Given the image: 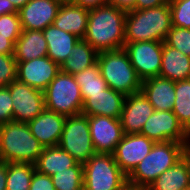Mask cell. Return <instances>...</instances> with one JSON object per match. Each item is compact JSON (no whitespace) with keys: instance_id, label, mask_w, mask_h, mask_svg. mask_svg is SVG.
Here are the masks:
<instances>
[{"instance_id":"obj_1","label":"cell","mask_w":190,"mask_h":190,"mask_svg":"<svg viewBox=\"0 0 190 190\" xmlns=\"http://www.w3.org/2000/svg\"><path fill=\"white\" fill-rule=\"evenodd\" d=\"M127 12L111 5L89 10L86 35L83 38L98 53L123 49Z\"/></svg>"},{"instance_id":"obj_2","label":"cell","mask_w":190,"mask_h":190,"mask_svg":"<svg viewBox=\"0 0 190 190\" xmlns=\"http://www.w3.org/2000/svg\"><path fill=\"white\" fill-rule=\"evenodd\" d=\"M172 27L169 2L160 6L127 12L125 42H164Z\"/></svg>"},{"instance_id":"obj_3","label":"cell","mask_w":190,"mask_h":190,"mask_svg":"<svg viewBox=\"0 0 190 190\" xmlns=\"http://www.w3.org/2000/svg\"><path fill=\"white\" fill-rule=\"evenodd\" d=\"M187 152V142H155L150 153L127 176V183L147 189L159 175L173 167Z\"/></svg>"},{"instance_id":"obj_4","label":"cell","mask_w":190,"mask_h":190,"mask_svg":"<svg viewBox=\"0 0 190 190\" xmlns=\"http://www.w3.org/2000/svg\"><path fill=\"white\" fill-rule=\"evenodd\" d=\"M43 149L27 123L12 120L0 125V152L4 162L35 164Z\"/></svg>"},{"instance_id":"obj_5","label":"cell","mask_w":190,"mask_h":190,"mask_svg":"<svg viewBox=\"0 0 190 190\" xmlns=\"http://www.w3.org/2000/svg\"><path fill=\"white\" fill-rule=\"evenodd\" d=\"M97 63L103 79L111 89L125 96L141 91L142 81L138 78L124 49L100 52Z\"/></svg>"},{"instance_id":"obj_6","label":"cell","mask_w":190,"mask_h":190,"mask_svg":"<svg viewBox=\"0 0 190 190\" xmlns=\"http://www.w3.org/2000/svg\"><path fill=\"white\" fill-rule=\"evenodd\" d=\"M45 109L65 117L79 115L83 109L80 86L73 75L60 71L43 91Z\"/></svg>"},{"instance_id":"obj_7","label":"cell","mask_w":190,"mask_h":190,"mask_svg":"<svg viewBox=\"0 0 190 190\" xmlns=\"http://www.w3.org/2000/svg\"><path fill=\"white\" fill-rule=\"evenodd\" d=\"M126 184L127 175L113 154L96 153L83 164L85 190H121Z\"/></svg>"},{"instance_id":"obj_8","label":"cell","mask_w":190,"mask_h":190,"mask_svg":"<svg viewBox=\"0 0 190 190\" xmlns=\"http://www.w3.org/2000/svg\"><path fill=\"white\" fill-rule=\"evenodd\" d=\"M58 146L81 164L96 154L90 135L88 116L81 113L67 117Z\"/></svg>"},{"instance_id":"obj_9","label":"cell","mask_w":190,"mask_h":190,"mask_svg":"<svg viewBox=\"0 0 190 190\" xmlns=\"http://www.w3.org/2000/svg\"><path fill=\"white\" fill-rule=\"evenodd\" d=\"M141 81L158 77L161 70L163 42H125L123 48Z\"/></svg>"},{"instance_id":"obj_10","label":"cell","mask_w":190,"mask_h":190,"mask_svg":"<svg viewBox=\"0 0 190 190\" xmlns=\"http://www.w3.org/2000/svg\"><path fill=\"white\" fill-rule=\"evenodd\" d=\"M7 88L10 91L13 104V120L28 123L45 109L43 91L16 79Z\"/></svg>"},{"instance_id":"obj_11","label":"cell","mask_w":190,"mask_h":190,"mask_svg":"<svg viewBox=\"0 0 190 190\" xmlns=\"http://www.w3.org/2000/svg\"><path fill=\"white\" fill-rule=\"evenodd\" d=\"M155 142H187V131L173 111H158L147 119L140 133Z\"/></svg>"},{"instance_id":"obj_12","label":"cell","mask_w":190,"mask_h":190,"mask_svg":"<svg viewBox=\"0 0 190 190\" xmlns=\"http://www.w3.org/2000/svg\"><path fill=\"white\" fill-rule=\"evenodd\" d=\"M155 141L140 133L124 134L113 153L116 163L128 176L150 153Z\"/></svg>"},{"instance_id":"obj_13","label":"cell","mask_w":190,"mask_h":190,"mask_svg":"<svg viewBox=\"0 0 190 190\" xmlns=\"http://www.w3.org/2000/svg\"><path fill=\"white\" fill-rule=\"evenodd\" d=\"M88 121L95 152L113 154L124 135L120 119L98 115Z\"/></svg>"},{"instance_id":"obj_14","label":"cell","mask_w":190,"mask_h":190,"mask_svg":"<svg viewBox=\"0 0 190 190\" xmlns=\"http://www.w3.org/2000/svg\"><path fill=\"white\" fill-rule=\"evenodd\" d=\"M60 71V65L48 56L17 61V79L41 91L48 87Z\"/></svg>"},{"instance_id":"obj_15","label":"cell","mask_w":190,"mask_h":190,"mask_svg":"<svg viewBox=\"0 0 190 190\" xmlns=\"http://www.w3.org/2000/svg\"><path fill=\"white\" fill-rule=\"evenodd\" d=\"M155 109L140 91L125 97L120 122L124 134L141 133L147 119Z\"/></svg>"},{"instance_id":"obj_16","label":"cell","mask_w":190,"mask_h":190,"mask_svg":"<svg viewBox=\"0 0 190 190\" xmlns=\"http://www.w3.org/2000/svg\"><path fill=\"white\" fill-rule=\"evenodd\" d=\"M61 4L58 0H30L18 12L22 29L43 31L53 23Z\"/></svg>"},{"instance_id":"obj_17","label":"cell","mask_w":190,"mask_h":190,"mask_svg":"<svg viewBox=\"0 0 190 190\" xmlns=\"http://www.w3.org/2000/svg\"><path fill=\"white\" fill-rule=\"evenodd\" d=\"M65 116L44 109L27 124L32 135L44 147L58 146L66 121Z\"/></svg>"},{"instance_id":"obj_18","label":"cell","mask_w":190,"mask_h":190,"mask_svg":"<svg viewBox=\"0 0 190 190\" xmlns=\"http://www.w3.org/2000/svg\"><path fill=\"white\" fill-rule=\"evenodd\" d=\"M125 97L124 94L108 87L102 93L89 94L81 113L86 116L103 115L119 119Z\"/></svg>"},{"instance_id":"obj_19","label":"cell","mask_w":190,"mask_h":190,"mask_svg":"<svg viewBox=\"0 0 190 190\" xmlns=\"http://www.w3.org/2000/svg\"><path fill=\"white\" fill-rule=\"evenodd\" d=\"M141 92L158 111H172L175 103V82L162 77L142 81Z\"/></svg>"},{"instance_id":"obj_20","label":"cell","mask_w":190,"mask_h":190,"mask_svg":"<svg viewBox=\"0 0 190 190\" xmlns=\"http://www.w3.org/2000/svg\"><path fill=\"white\" fill-rule=\"evenodd\" d=\"M89 10L72 2L62 3L53 25L83 39L86 35Z\"/></svg>"},{"instance_id":"obj_21","label":"cell","mask_w":190,"mask_h":190,"mask_svg":"<svg viewBox=\"0 0 190 190\" xmlns=\"http://www.w3.org/2000/svg\"><path fill=\"white\" fill-rule=\"evenodd\" d=\"M190 187V152L167 169L149 185L147 190H184Z\"/></svg>"},{"instance_id":"obj_22","label":"cell","mask_w":190,"mask_h":190,"mask_svg":"<svg viewBox=\"0 0 190 190\" xmlns=\"http://www.w3.org/2000/svg\"><path fill=\"white\" fill-rule=\"evenodd\" d=\"M47 41V56L60 66L69 57L74 45L80 38L72 33L65 32L53 24L43 30Z\"/></svg>"},{"instance_id":"obj_23","label":"cell","mask_w":190,"mask_h":190,"mask_svg":"<svg viewBox=\"0 0 190 190\" xmlns=\"http://www.w3.org/2000/svg\"><path fill=\"white\" fill-rule=\"evenodd\" d=\"M159 77L171 81H181L190 78V56L168 46L163 42L161 70Z\"/></svg>"},{"instance_id":"obj_24","label":"cell","mask_w":190,"mask_h":190,"mask_svg":"<svg viewBox=\"0 0 190 190\" xmlns=\"http://www.w3.org/2000/svg\"><path fill=\"white\" fill-rule=\"evenodd\" d=\"M47 41L41 30H23L15 42L14 58L16 61H29L47 56Z\"/></svg>"},{"instance_id":"obj_25","label":"cell","mask_w":190,"mask_h":190,"mask_svg":"<svg viewBox=\"0 0 190 190\" xmlns=\"http://www.w3.org/2000/svg\"><path fill=\"white\" fill-rule=\"evenodd\" d=\"M78 162L59 146L44 148L35 168L39 173L52 176L57 172L74 167Z\"/></svg>"},{"instance_id":"obj_26","label":"cell","mask_w":190,"mask_h":190,"mask_svg":"<svg viewBox=\"0 0 190 190\" xmlns=\"http://www.w3.org/2000/svg\"><path fill=\"white\" fill-rule=\"evenodd\" d=\"M98 52L84 39H79L74 45L69 57L62 63L61 71L71 75L97 63Z\"/></svg>"},{"instance_id":"obj_27","label":"cell","mask_w":190,"mask_h":190,"mask_svg":"<svg viewBox=\"0 0 190 190\" xmlns=\"http://www.w3.org/2000/svg\"><path fill=\"white\" fill-rule=\"evenodd\" d=\"M73 77L80 86L83 102L89 98V94L102 93V91L108 88L107 83L102 77L98 63L74 74Z\"/></svg>"},{"instance_id":"obj_28","label":"cell","mask_w":190,"mask_h":190,"mask_svg":"<svg viewBox=\"0 0 190 190\" xmlns=\"http://www.w3.org/2000/svg\"><path fill=\"white\" fill-rule=\"evenodd\" d=\"M35 170L32 163H7L6 190H29Z\"/></svg>"},{"instance_id":"obj_29","label":"cell","mask_w":190,"mask_h":190,"mask_svg":"<svg viewBox=\"0 0 190 190\" xmlns=\"http://www.w3.org/2000/svg\"><path fill=\"white\" fill-rule=\"evenodd\" d=\"M175 96L172 111L188 132L190 130V78L175 82Z\"/></svg>"},{"instance_id":"obj_30","label":"cell","mask_w":190,"mask_h":190,"mask_svg":"<svg viewBox=\"0 0 190 190\" xmlns=\"http://www.w3.org/2000/svg\"><path fill=\"white\" fill-rule=\"evenodd\" d=\"M55 190H75L84 188L83 164L77 163L74 167L55 173L51 176Z\"/></svg>"},{"instance_id":"obj_31","label":"cell","mask_w":190,"mask_h":190,"mask_svg":"<svg viewBox=\"0 0 190 190\" xmlns=\"http://www.w3.org/2000/svg\"><path fill=\"white\" fill-rule=\"evenodd\" d=\"M172 26L190 29V0H168Z\"/></svg>"},{"instance_id":"obj_32","label":"cell","mask_w":190,"mask_h":190,"mask_svg":"<svg viewBox=\"0 0 190 190\" xmlns=\"http://www.w3.org/2000/svg\"><path fill=\"white\" fill-rule=\"evenodd\" d=\"M164 42L190 56V29L172 26Z\"/></svg>"},{"instance_id":"obj_33","label":"cell","mask_w":190,"mask_h":190,"mask_svg":"<svg viewBox=\"0 0 190 190\" xmlns=\"http://www.w3.org/2000/svg\"><path fill=\"white\" fill-rule=\"evenodd\" d=\"M22 31L19 13L0 15V34L10 36V41L14 45L22 34Z\"/></svg>"},{"instance_id":"obj_34","label":"cell","mask_w":190,"mask_h":190,"mask_svg":"<svg viewBox=\"0 0 190 190\" xmlns=\"http://www.w3.org/2000/svg\"><path fill=\"white\" fill-rule=\"evenodd\" d=\"M17 79V61L14 54H0V87H7Z\"/></svg>"},{"instance_id":"obj_35","label":"cell","mask_w":190,"mask_h":190,"mask_svg":"<svg viewBox=\"0 0 190 190\" xmlns=\"http://www.w3.org/2000/svg\"><path fill=\"white\" fill-rule=\"evenodd\" d=\"M7 87H0V125L13 120V104Z\"/></svg>"},{"instance_id":"obj_36","label":"cell","mask_w":190,"mask_h":190,"mask_svg":"<svg viewBox=\"0 0 190 190\" xmlns=\"http://www.w3.org/2000/svg\"><path fill=\"white\" fill-rule=\"evenodd\" d=\"M29 190H55L51 176L34 171Z\"/></svg>"},{"instance_id":"obj_37","label":"cell","mask_w":190,"mask_h":190,"mask_svg":"<svg viewBox=\"0 0 190 190\" xmlns=\"http://www.w3.org/2000/svg\"><path fill=\"white\" fill-rule=\"evenodd\" d=\"M107 4L116 8L129 12L135 10L136 0H107Z\"/></svg>"},{"instance_id":"obj_38","label":"cell","mask_w":190,"mask_h":190,"mask_svg":"<svg viewBox=\"0 0 190 190\" xmlns=\"http://www.w3.org/2000/svg\"><path fill=\"white\" fill-rule=\"evenodd\" d=\"M72 3L91 10L107 4V0H73Z\"/></svg>"},{"instance_id":"obj_39","label":"cell","mask_w":190,"mask_h":190,"mask_svg":"<svg viewBox=\"0 0 190 190\" xmlns=\"http://www.w3.org/2000/svg\"><path fill=\"white\" fill-rule=\"evenodd\" d=\"M168 0H136L135 10L154 8L165 4Z\"/></svg>"},{"instance_id":"obj_40","label":"cell","mask_w":190,"mask_h":190,"mask_svg":"<svg viewBox=\"0 0 190 190\" xmlns=\"http://www.w3.org/2000/svg\"><path fill=\"white\" fill-rule=\"evenodd\" d=\"M14 44L10 41V36L0 34V54H14Z\"/></svg>"},{"instance_id":"obj_41","label":"cell","mask_w":190,"mask_h":190,"mask_svg":"<svg viewBox=\"0 0 190 190\" xmlns=\"http://www.w3.org/2000/svg\"><path fill=\"white\" fill-rule=\"evenodd\" d=\"M19 10L8 0H0V15L18 13Z\"/></svg>"},{"instance_id":"obj_42","label":"cell","mask_w":190,"mask_h":190,"mask_svg":"<svg viewBox=\"0 0 190 190\" xmlns=\"http://www.w3.org/2000/svg\"><path fill=\"white\" fill-rule=\"evenodd\" d=\"M7 162L0 164V190H6Z\"/></svg>"},{"instance_id":"obj_43","label":"cell","mask_w":190,"mask_h":190,"mask_svg":"<svg viewBox=\"0 0 190 190\" xmlns=\"http://www.w3.org/2000/svg\"><path fill=\"white\" fill-rule=\"evenodd\" d=\"M9 3L14 4V6L20 10L23 6H25L30 0H8Z\"/></svg>"},{"instance_id":"obj_44","label":"cell","mask_w":190,"mask_h":190,"mask_svg":"<svg viewBox=\"0 0 190 190\" xmlns=\"http://www.w3.org/2000/svg\"><path fill=\"white\" fill-rule=\"evenodd\" d=\"M121 190H147V189L126 184Z\"/></svg>"},{"instance_id":"obj_45","label":"cell","mask_w":190,"mask_h":190,"mask_svg":"<svg viewBox=\"0 0 190 190\" xmlns=\"http://www.w3.org/2000/svg\"><path fill=\"white\" fill-rule=\"evenodd\" d=\"M187 149L190 150V130L187 132Z\"/></svg>"},{"instance_id":"obj_46","label":"cell","mask_w":190,"mask_h":190,"mask_svg":"<svg viewBox=\"0 0 190 190\" xmlns=\"http://www.w3.org/2000/svg\"><path fill=\"white\" fill-rule=\"evenodd\" d=\"M58 1H60L62 3H67V2H72L73 0H58Z\"/></svg>"},{"instance_id":"obj_47","label":"cell","mask_w":190,"mask_h":190,"mask_svg":"<svg viewBox=\"0 0 190 190\" xmlns=\"http://www.w3.org/2000/svg\"><path fill=\"white\" fill-rule=\"evenodd\" d=\"M3 162H4V161H3V158H2L1 152H0V164L3 163Z\"/></svg>"},{"instance_id":"obj_48","label":"cell","mask_w":190,"mask_h":190,"mask_svg":"<svg viewBox=\"0 0 190 190\" xmlns=\"http://www.w3.org/2000/svg\"><path fill=\"white\" fill-rule=\"evenodd\" d=\"M75 190H85V188H78V189H75Z\"/></svg>"}]
</instances>
